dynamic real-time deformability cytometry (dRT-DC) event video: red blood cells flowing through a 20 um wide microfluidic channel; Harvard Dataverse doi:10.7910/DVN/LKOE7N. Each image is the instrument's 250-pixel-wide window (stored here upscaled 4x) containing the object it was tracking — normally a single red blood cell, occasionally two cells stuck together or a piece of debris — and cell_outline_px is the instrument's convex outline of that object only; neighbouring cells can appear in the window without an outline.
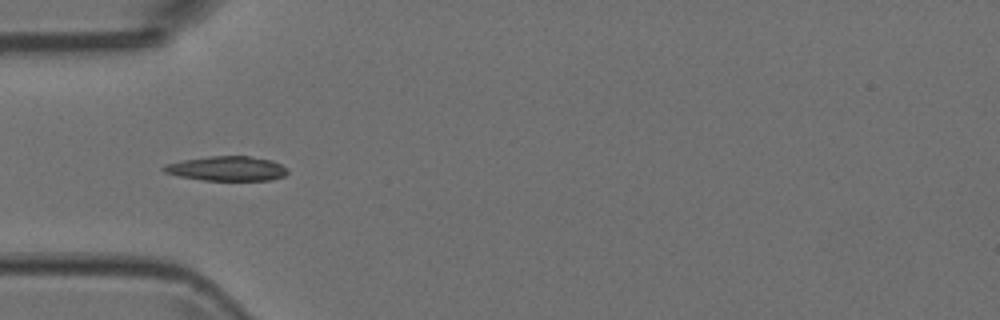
{"species": "Egyptian fruit bat (a non-hibernating species)", "species_latin": "Rousettus aegyptiacus", "temperature_condition": "room temperature", "stored_images_in_passage": 8, "camera_frame_rate_fps": 3000, "um_per_image_px": 0.085, "animal": {"sex": "female"}, "frame": {"image": 1, "passage_image": 4, "time_ms": 1.0, "image_size_px": [1000, 320], "cell_outline_px": [[288, 172], [284, 176], [272, 180], [204, 180], [180, 176], [164, 172], [160, 168], [164, 164], [184, 160], [208, 156], [248, 156], [272, 160], [288, 168]], "centroid_in_image_um": [19.29, 14.32], "position_along_channel_um": 65.7, "area_um2": 17.74}}
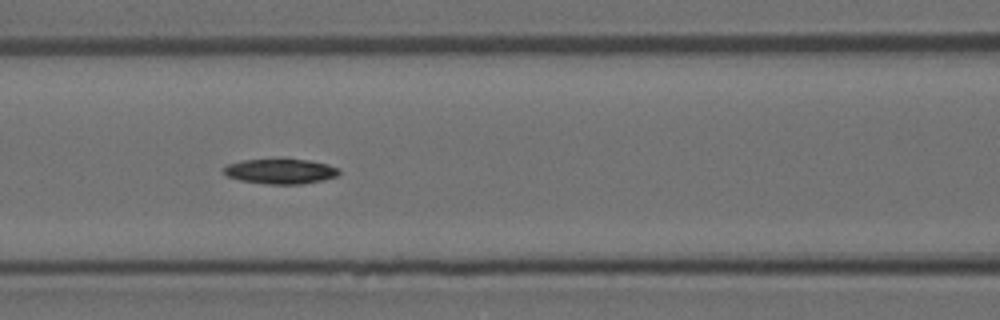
{"frame": {"image": 2, "passage_image": 6, "time_ms": 1.667, "image_size_px": [1000, 320], "cell_outline_px": [[340, 172], [336, 176], [324, 180], [300, 184], [268, 184], [240, 180], [228, 176], [224, 172], [224, 168], [228, 164], [244, 160], [308, 160], [328, 164], [340, 168]], "centroid_in_image_um": [23.89, 14.57], "position_along_channel_um": 142.7, "area_um2": 16.53}}
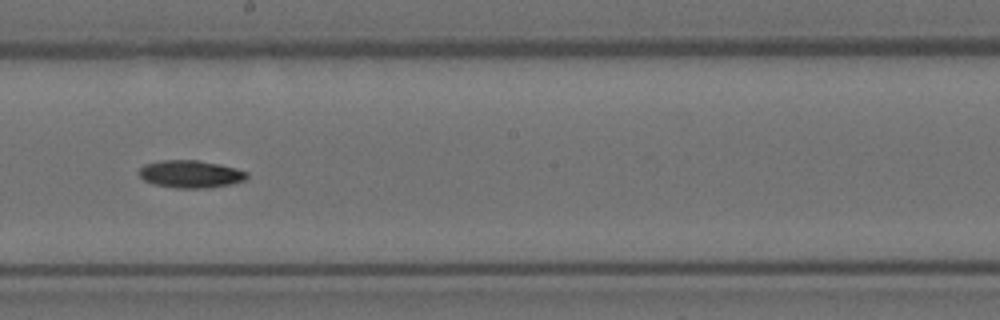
{"frame": {"image": 3, "passage_image": 8, "time_ms": 2.333, "image_size_px": [1000, 320], "cell_outline_px": [[248, 176], [244, 180], [232, 184], [208, 188], [176, 188], [152, 184], [144, 180], [140, 176], [140, 168], [144, 164], [164, 160], [196, 160], [216, 164], [248, 172]], "centroid_in_image_um": [16.17, 14.81], "position_along_channel_um": 232.0, "area_um2": 17.11}}